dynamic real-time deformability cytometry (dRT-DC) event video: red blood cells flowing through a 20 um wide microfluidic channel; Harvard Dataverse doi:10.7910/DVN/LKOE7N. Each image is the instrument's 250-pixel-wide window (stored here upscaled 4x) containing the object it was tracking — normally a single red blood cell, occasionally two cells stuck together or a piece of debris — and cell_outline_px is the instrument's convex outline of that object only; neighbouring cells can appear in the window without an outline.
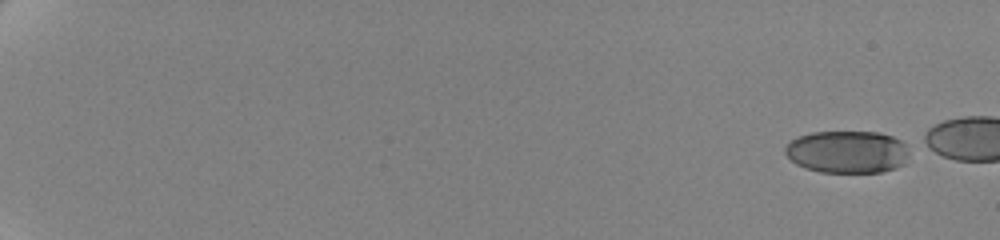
{"species": "human", "species_latin": "Homo sapiens", "temperature_condition": "cold", "stored_images_in_passage": 19, "camera_frame_rate_fps": 3000, "um_per_image_px": 0.085, "donor": {"sex": "female"}, "frame": {"image": 1, "passage_image": 1, "time_ms": 0.0, "image_size_px": [1000, 240], "cell_outline_px": [[908, 156], [904, 164], [896, 168], [880, 172], [820, 172], [804, 168], [796, 164], [784, 152], [784, 148], [796, 136], [812, 132], [880, 132], [892, 136], [908, 144]], "centroid_in_image_um": [72.03, 12.9], "position_along_channel_um": 13.0, "area_um2": 30.92}}